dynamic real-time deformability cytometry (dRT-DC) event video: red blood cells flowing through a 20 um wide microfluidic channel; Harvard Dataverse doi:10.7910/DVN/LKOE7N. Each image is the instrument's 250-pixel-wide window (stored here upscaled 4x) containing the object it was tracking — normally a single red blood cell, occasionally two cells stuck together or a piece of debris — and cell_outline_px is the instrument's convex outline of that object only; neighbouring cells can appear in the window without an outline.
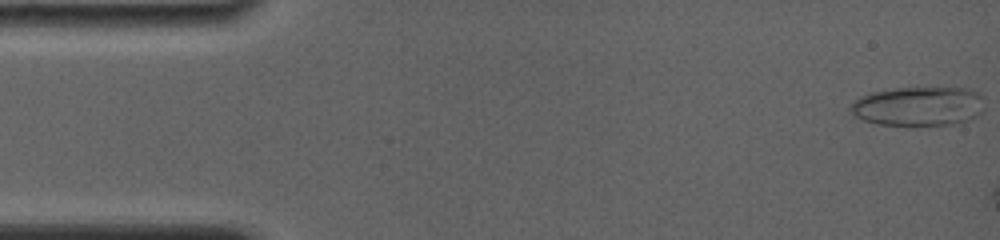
{"species": "common noctule bat (a hibernating species)", "species_latin": "Nyctalus noctula", "temperature_condition": "room temperature", "stored_images_in_passage": 8, "camera_frame_rate_fps": 4000, "um_per_image_px": 0.085, "animal": {"sex": "female", "body_mass_g": 19.0, "forearm_length_mm": 56.7}, "frame": {"image": 1, "passage_image": 1, "time_ms": 0.0, "image_size_px": [1000, 240], "cell_outline_px": [[980, 112], [972, 120], [960, 124], [916, 128], [912, 128], [876, 124], [852, 116], [848, 108], [848, 104], [852, 100], [860, 96], [872, 92], [896, 88], [968, 88], [980, 92]], "centroid_in_image_um": [77.98, 9.09], "position_along_channel_um": 7.0, "area_um2": 31.91}}
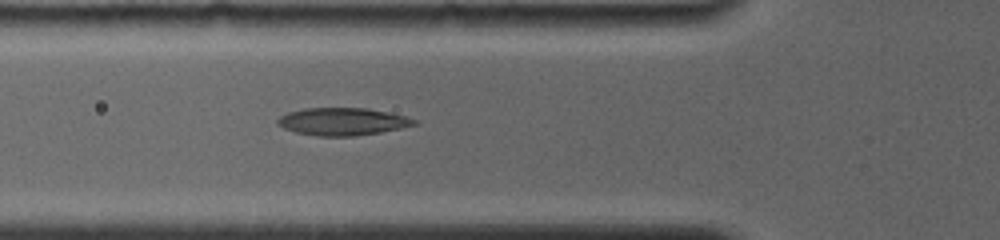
{"frame": {"image": 2, "passage_image": 8, "time_ms": 5.5, "image_size_px": [1000, 240], "cell_outline_px": [[420, 120], [416, 124], [400, 128], [380, 132], [352, 136], [320, 136], [296, 132], [284, 128], [276, 124], [276, 120], [280, 116], [288, 112], [304, 108], [368, 108], [388, 112]], "centroid_in_image_um": [29.1, 10.32], "position_along_channel_um": 96.7, "area_um2": 21.85}}